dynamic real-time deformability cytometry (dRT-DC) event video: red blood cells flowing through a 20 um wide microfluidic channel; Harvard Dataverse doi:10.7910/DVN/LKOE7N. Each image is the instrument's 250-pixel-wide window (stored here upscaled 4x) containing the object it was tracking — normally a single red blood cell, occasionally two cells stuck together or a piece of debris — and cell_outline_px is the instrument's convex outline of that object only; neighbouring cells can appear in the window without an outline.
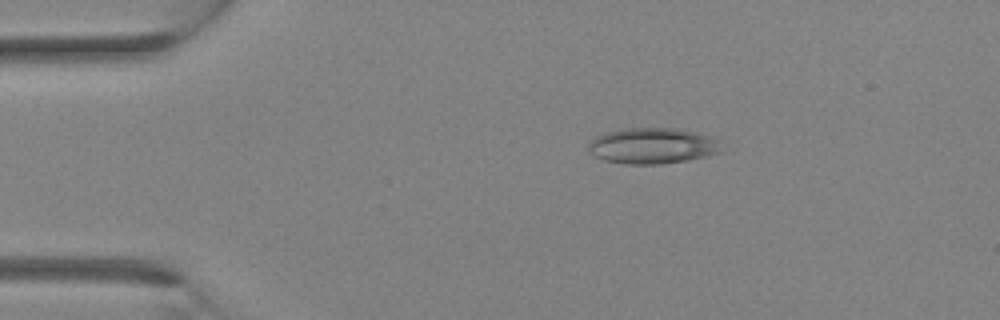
{"species": "Egyptian fruit bat (a non-hibernating species)", "species_latin": "Rousettus aegyptiacus", "temperature_condition": "room temperature", "stored_images_in_passage": 12, "camera_frame_rate_fps": 3000, "um_per_image_px": 0.085, "animal": {"sex": "female"}, "frame": {"image": 1, "passage_image": 6, "time_ms": 1.667, "image_size_px": [1000, 320], "cell_outline_px": [[724, 152], [688, 160], [660, 164], [624, 164], [604, 160], [588, 152], [588, 140], [604, 132], [620, 128], [676, 128], [712, 136], [724, 140]], "centroid_in_image_um": [55.52, 12.38], "position_along_channel_um": 29.5, "area_um2": 28.61}}
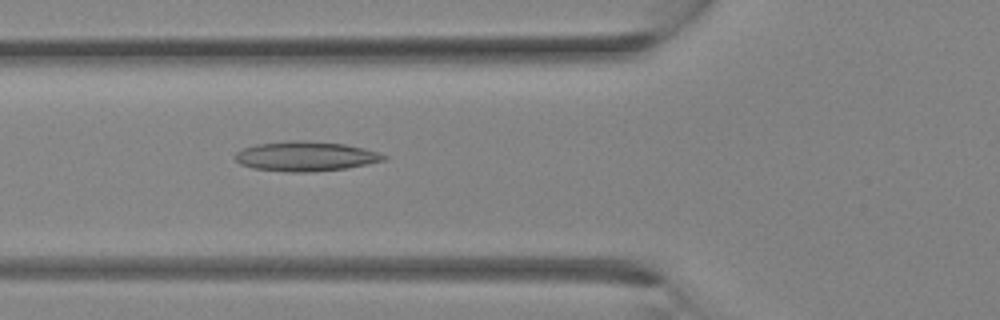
{"frame": {"image": 2, "passage_image": 12, "time_ms": 3.667, "image_size_px": [1000, 320], "cell_outline_px": [[388, 156], [384, 160], [368, 164], [348, 168], [304, 172], [288, 172], [252, 168], [240, 164], [232, 156], [236, 152], [244, 148], [256, 144], [292, 140], [304, 140], [344, 144], [364, 148]], "centroid_in_image_um": [25.95, 13.28], "position_along_channel_um": 99.9, "area_um2": 25.72}}